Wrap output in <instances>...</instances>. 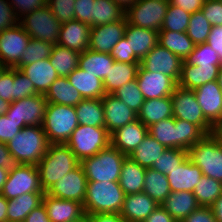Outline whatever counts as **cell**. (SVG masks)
Instances as JSON below:
<instances>
[{
  "label": "cell",
  "instance_id": "obj_1",
  "mask_svg": "<svg viewBox=\"0 0 222 222\" xmlns=\"http://www.w3.org/2000/svg\"><path fill=\"white\" fill-rule=\"evenodd\" d=\"M79 164L80 161L66 144H50L46 154L37 164L44 193Z\"/></svg>",
  "mask_w": 222,
  "mask_h": 222
},
{
  "label": "cell",
  "instance_id": "obj_2",
  "mask_svg": "<svg viewBox=\"0 0 222 222\" xmlns=\"http://www.w3.org/2000/svg\"><path fill=\"white\" fill-rule=\"evenodd\" d=\"M6 145L18 164L37 165L50 143L42 126H25Z\"/></svg>",
  "mask_w": 222,
  "mask_h": 222
},
{
  "label": "cell",
  "instance_id": "obj_3",
  "mask_svg": "<svg viewBox=\"0 0 222 222\" xmlns=\"http://www.w3.org/2000/svg\"><path fill=\"white\" fill-rule=\"evenodd\" d=\"M126 194L116 182L88 181L83 209L85 214L120 213Z\"/></svg>",
  "mask_w": 222,
  "mask_h": 222
},
{
  "label": "cell",
  "instance_id": "obj_4",
  "mask_svg": "<svg viewBox=\"0 0 222 222\" xmlns=\"http://www.w3.org/2000/svg\"><path fill=\"white\" fill-rule=\"evenodd\" d=\"M125 154L109 145L96 155L83 159L80 164L88 181L116 182L120 180V174Z\"/></svg>",
  "mask_w": 222,
  "mask_h": 222
},
{
  "label": "cell",
  "instance_id": "obj_5",
  "mask_svg": "<svg viewBox=\"0 0 222 222\" xmlns=\"http://www.w3.org/2000/svg\"><path fill=\"white\" fill-rule=\"evenodd\" d=\"M78 125L75 107L47 103L42 127L50 144H66Z\"/></svg>",
  "mask_w": 222,
  "mask_h": 222
},
{
  "label": "cell",
  "instance_id": "obj_6",
  "mask_svg": "<svg viewBox=\"0 0 222 222\" xmlns=\"http://www.w3.org/2000/svg\"><path fill=\"white\" fill-rule=\"evenodd\" d=\"M192 163L203 175L222 182V143L214 135H206L188 150Z\"/></svg>",
  "mask_w": 222,
  "mask_h": 222
},
{
  "label": "cell",
  "instance_id": "obj_7",
  "mask_svg": "<svg viewBox=\"0 0 222 222\" xmlns=\"http://www.w3.org/2000/svg\"><path fill=\"white\" fill-rule=\"evenodd\" d=\"M66 145L81 162L96 155L110 145V134L105 127L78 125L72 132Z\"/></svg>",
  "mask_w": 222,
  "mask_h": 222
},
{
  "label": "cell",
  "instance_id": "obj_8",
  "mask_svg": "<svg viewBox=\"0 0 222 222\" xmlns=\"http://www.w3.org/2000/svg\"><path fill=\"white\" fill-rule=\"evenodd\" d=\"M19 24L33 39L57 44L61 23L54 17L50 7L45 5L19 19Z\"/></svg>",
  "mask_w": 222,
  "mask_h": 222
},
{
  "label": "cell",
  "instance_id": "obj_9",
  "mask_svg": "<svg viewBox=\"0 0 222 222\" xmlns=\"http://www.w3.org/2000/svg\"><path fill=\"white\" fill-rule=\"evenodd\" d=\"M173 117L198 126L206 135L214 133V127L205 119L196 100L194 90L177 86L171 95Z\"/></svg>",
  "mask_w": 222,
  "mask_h": 222
},
{
  "label": "cell",
  "instance_id": "obj_10",
  "mask_svg": "<svg viewBox=\"0 0 222 222\" xmlns=\"http://www.w3.org/2000/svg\"><path fill=\"white\" fill-rule=\"evenodd\" d=\"M25 193H44L37 165L18 164L9 171L6 183L0 192L7 200L15 199Z\"/></svg>",
  "mask_w": 222,
  "mask_h": 222
},
{
  "label": "cell",
  "instance_id": "obj_11",
  "mask_svg": "<svg viewBox=\"0 0 222 222\" xmlns=\"http://www.w3.org/2000/svg\"><path fill=\"white\" fill-rule=\"evenodd\" d=\"M169 0H137L127 11L128 24L160 31Z\"/></svg>",
  "mask_w": 222,
  "mask_h": 222
},
{
  "label": "cell",
  "instance_id": "obj_12",
  "mask_svg": "<svg viewBox=\"0 0 222 222\" xmlns=\"http://www.w3.org/2000/svg\"><path fill=\"white\" fill-rule=\"evenodd\" d=\"M46 105L45 96L36 94L10 103L6 116L20 122V127L42 126Z\"/></svg>",
  "mask_w": 222,
  "mask_h": 222
},
{
  "label": "cell",
  "instance_id": "obj_13",
  "mask_svg": "<svg viewBox=\"0 0 222 222\" xmlns=\"http://www.w3.org/2000/svg\"><path fill=\"white\" fill-rule=\"evenodd\" d=\"M31 37L18 23L0 33V63L2 67L15 68Z\"/></svg>",
  "mask_w": 222,
  "mask_h": 222
},
{
  "label": "cell",
  "instance_id": "obj_14",
  "mask_svg": "<svg viewBox=\"0 0 222 222\" xmlns=\"http://www.w3.org/2000/svg\"><path fill=\"white\" fill-rule=\"evenodd\" d=\"M182 62L177 55L158 43L141 59L140 66L145 71L163 73L178 83Z\"/></svg>",
  "mask_w": 222,
  "mask_h": 222
},
{
  "label": "cell",
  "instance_id": "obj_15",
  "mask_svg": "<svg viewBox=\"0 0 222 222\" xmlns=\"http://www.w3.org/2000/svg\"><path fill=\"white\" fill-rule=\"evenodd\" d=\"M88 180L79 164L75 169L63 176L46 193L52 197L72 200L81 204L85 201Z\"/></svg>",
  "mask_w": 222,
  "mask_h": 222
},
{
  "label": "cell",
  "instance_id": "obj_16",
  "mask_svg": "<svg viewBox=\"0 0 222 222\" xmlns=\"http://www.w3.org/2000/svg\"><path fill=\"white\" fill-rule=\"evenodd\" d=\"M136 81L144 100L171 96L177 87L171 77L163 73L145 71L141 66L138 67Z\"/></svg>",
  "mask_w": 222,
  "mask_h": 222
},
{
  "label": "cell",
  "instance_id": "obj_17",
  "mask_svg": "<svg viewBox=\"0 0 222 222\" xmlns=\"http://www.w3.org/2000/svg\"><path fill=\"white\" fill-rule=\"evenodd\" d=\"M205 119L215 128L222 123V92L216 80L194 90Z\"/></svg>",
  "mask_w": 222,
  "mask_h": 222
},
{
  "label": "cell",
  "instance_id": "obj_18",
  "mask_svg": "<svg viewBox=\"0 0 222 222\" xmlns=\"http://www.w3.org/2000/svg\"><path fill=\"white\" fill-rule=\"evenodd\" d=\"M126 26L127 19L125 16L122 20L114 23L91 27L88 49L110 54L112 48L125 35Z\"/></svg>",
  "mask_w": 222,
  "mask_h": 222
},
{
  "label": "cell",
  "instance_id": "obj_19",
  "mask_svg": "<svg viewBox=\"0 0 222 222\" xmlns=\"http://www.w3.org/2000/svg\"><path fill=\"white\" fill-rule=\"evenodd\" d=\"M101 100L105 128L109 134L138 119V114L113 94H106Z\"/></svg>",
  "mask_w": 222,
  "mask_h": 222
},
{
  "label": "cell",
  "instance_id": "obj_20",
  "mask_svg": "<svg viewBox=\"0 0 222 222\" xmlns=\"http://www.w3.org/2000/svg\"><path fill=\"white\" fill-rule=\"evenodd\" d=\"M42 203L51 222H79L86 217L83 204L76 201L59 199L44 193Z\"/></svg>",
  "mask_w": 222,
  "mask_h": 222
},
{
  "label": "cell",
  "instance_id": "obj_21",
  "mask_svg": "<svg viewBox=\"0 0 222 222\" xmlns=\"http://www.w3.org/2000/svg\"><path fill=\"white\" fill-rule=\"evenodd\" d=\"M148 135V127L138 119L110 134V145L129 156Z\"/></svg>",
  "mask_w": 222,
  "mask_h": 222
},
{
  "label": "cell",
  "instance_id": "obj_22",
  "mask_svg": "<svg viewBox=\"0 0 222 222\" xmlns=\"http://www.w3.org/2000/svg\"><path fill=\"white\" fill-rule=\"evenodd\" d=\"M91 26L78 20L62 23L57 44L82 53L89 48Z\"/></svg>",
  "mask_w": 222,
  "mask_h": 222
},
{
  "label": "cell",
  "instance_id": "obj_23",
  "mask_svg": "<svg viewBox=\"0 0 222 222\" xmlns=\"http://www.w3.org/2000/svg\"><path fill=\"white\" fill-rule=\"evenodd\" d=\"M202 176L203 173L201 169L194 165L189 157H187L179 167L174 168L166 175L171 192H193L196 185L200 183Z\"/></svg>",
  "mask_w": 222,
  "mask_h": 222
},
{
  "label": "cell",
  "instance_id": "obj_24",
  "mask_svg": "<svg viewBox=\"0 0 222 222\" xmlns=\"http://www.w3.org/2000/svg\"><path fill=\"white\" fill-rule=\"evenodd\" d=\"M33 83L38 94L45 95L50 85L59 77L49 58L24 66H16Z\"/></svg>",
  "mask_w": 222,
  "mask_h": 222
},
{
  "label": "cell",
  "instance_id": "obj_25",
  "mask_svg": "<svg viewBox=\"0 0 222 222\" xmlns=\"http://www.w3.org/2000/svg\"><path fill=\"white\" fill-rule=\"evenodd\" d=\"M158 206L159 204L144 192L130 194L125 196L120 214L125 221L143 222Z\"/></svg>",
  "mask_w": 222,
  "mask_h": 222
},
{
  "label": "cell",
  "instance_id": "obj_26",
  "mask_svg": "<svg viewBox=\"0 0 222 222\" xmlns=\"http://www.w3.org/2000/svg\"><path fill=\"white\" fill-rule=\"evenodd\" d=\"M220 67L221 66L201 67L189 65L183 61L177 86L188 90H195L210 81L217 80Z\"/></svg>",
  "mask_w": 222,
  "mask_h": 222
},
{
  "label": "cell",
  "instance_id": "obj_27",
  "mask_svg": "<svg viewBox=\"0 0 222 222\" xmlns=\"http://www.w3.org/2000/svg\"><path fill=\"white\" fill-rule=\"evenodd\" d=\"M129 40L130 49L141 60L154 46L158 44L159 32L128 24L125 35Z\"/></svg>",
  "mask_w": 222,
  "mask_h": 222
},
{
  "label": "cell",
  "instance_id": "obj_28",
  "mask_svg": "<svg viewBox=\"0 0 222 222\" xmlns=\"http://www.w3.org/2000/svg\"><path fill=\"white\" fill-rule=\"evenodd\" d=\"M67 78L84 99H102L106 95L103 81L79 67L73 70Z\"/></svg>",
  "mask_w": 222,
  "mask_h": 222
},
{
  "label": "cell",
  "instance_id": "obj_29",
  "mask_svg": "<svg viewBox=\"0 0 222 222\" xmlns=\"http://www.w3.org/2000/svg\"><path fill=\"white\" fill-rule=\"evenodd\" d=\"M173 117L171 96L144 100L138 113V120L146 127Z\"/></svg>",
  "mask_w": 222,
  "mask_h": 222
},
{
  "label": "cell",
  "instance_id": "obj_30",
  "mask_svg": "<svg viewBox=\"0 0 222 222\" xmlns=\"http://www.w3.org/2000/svg\"><path fill=\"white\" fill-rule=\"evenodd\" d=\"M161 206L173 217L175 221L184 220L200 205L197 203L193 192H171L161 203Z\"/></svg>",
  "mask_w": 222,
  "mask_h": 222
},
{
  "label": "cell",
  "instance_id": "obj_31",
  "mask_svg": "<svg viewBox=\"0 0 222 222\" xmlns=\"http://www.w3.org/2000/svg\"><path fill=\"white\" fill-rule=\"evenodd\" d=\"M47 103L62 104L75 107L84 98L69 82L67 77L59 76L44 95Z\"/></svg>",
  "mask_w": 222,
  "mask_h": 222
},
{
  "label": "cell",
  "instance_id": "obj_32",
  "mask_svg": "<svg viewBox=\"0 0 222 222\" xmlns=\"http://www.w3.org/2000/svg\"><path fill=\"white\" fill-rule=\"evenodd\" d=\"M114 62V58L108 53L87 49L80 53L78 67L103 81Z\"/></svg>",
  "mask_w": 222,
  "mask_h": 222
},
{
  "label": "cell",
  "instance_id": "obj_33",
  "mask_svg": "<svg viewBox=\"0 0 222 222\" xmlns=\"http://www.w3.org/2000/svg\"><path fill=\"white\" fill-rule=\"evenodd\" d=\"M146 168L127 157L122 165L120 187L126 195L143 192Z\"/></svg>",
  "mask_w": 222,
  "mask_h": 222
},
{
  "label": "cell",
  "instance_id": "obj_34",
  "mask_svg": "<svg viewBox=\"0 0 222 222\" xmlns=\"http://www.w3.org/2000/svg\"><path fill=\"white\" fill-rule=\"evenodd\" d=\"M44 193H25L8 200L7 222H24L28 214L42 204Z\"/></svg>",
  "mask_w": 222,
  "mask_h": 222
},
{
  "label": "cell",
  "instance_id": "obj_35",
  "mask_svg": "<svg viewBox=\"0 0 222 222\" xmlns=\"http://www.w3.org/2000/svg\"><path fill=\"white\" fill-rule=\"evenodd\" d=\"M140 64L114 62L108 72V76L103 80V87L106 94L114 93L124 84L136 79L137 70Z\"/></svg>",
  "mask_w": 222,
  "mask_h": 222
},
{
  "label": "cell",
  "instance_id": "obj_36",
  "mask_svg": "<svg viewBox=\"0 0 222 222\" xmlns=\"http://www.w3.org/2000/svg\"><path fill=\"white\" fill-rule=\"evenodd\" d=\"M158 43L184 61L194 50L195 44L186 32L159 31Z\"/></svg>",
  "mask_w": 222,
  "mask_h": 222
},
{
  "label": "cell",
  "instance_id": "obj_37",
  "mask_svg": "<svg viewBox=\"0 0 222 222\" xmlns=\"http://www.w3.org/2000/svg\"><path fill=\"white\" fill-rule=\"evenodd\" d=\"M166 149L164 145L148 134L128 157L143 168L148 169Z\"/></svg>",
  "mask_w": 222,
  "mask_h": 222
},
{
  "label": "cell",
  "instance_id": "obj_38",
  "mask_svg": "<svg viewBox=\"0 0 222 222\" xmlns=\"http://www.w3.org/2000/svg\"><path fill=\"white\" fill-rule=\"evenodd\" d=\"M78 123L91 127H105L104 109L101 99H83L75 106Z\"/></svg>",
  "mask_w": 222,
  "mask_h": 222
},
{
  "label": "cell",
  "instance_id": "obj_39",
  "mask_svg": "<svg viewBox=\"0 0 222 222\" xmlns=\"http://www.w3.org/2000/svg\"><path fill=\"white\" fill-rule=\"evenodd\" d=\"M80 53L67 47L55 44L49 61L58 76L67 77L78 67Z\"/></svg>",
  "mask_w": 222,
  "mask_h": 222
},
{
  "label": "cell",
  "instance_id": "obj_40",
  "mask_svg": "<svg viewBox=\"0 0 222 222\" xmlns=\"http://www.w3.org/2000/svg\"><path fill=\"white\" fill-rule=\"evenodd\" d=\"M148 134L166 148L179 149L177 118L170 117L148 127Z\"/></svg>",
  "mask_w": 222,
  "mask_h": 222
},
{
  "label": "cell",
  "instance_id": "obj_41",
  "mask_svg": "<svg viewBox=\"0 0 222 222\" xmlns=\"http://www.w3.org/2000/svg\"><path fill=\"white\" fill-rule=\"evenodd\" d=\"M143 192L161 205L171 193L166 175L152 168L146 169Z\"/></svg>",
  "mask_w": 222,
  "mask_h": 222
},
{
  "label": "cell",
  "instance_id": "obj_42",
  "mask_svg": "<svg viewBox=\"0 0 222 222\" xmlns=\"http://www.w3.org/2000/svg\"><path fill=\"white\" fill-rule=\"evenodd\" d=\"M126 12L113 0H95L91 27L122 20Z\"/></svg>",
  "mask_w": 222,
  "mask_h": 222
},
{
  "label": "cell",
  "instance_id": "obj_43",
  "mask_svg": "<svg viewBox=\"0 0 222 222\" xmlns=\"http://www.w3.org/2000/svg\"><path fill=\"white\" fill-rule=\"evenodd\" d=\"M197 203L200 206H209L222 194V182L203 175L193 191Z\"/></svg>",
  "mask_w": 222,
  "mask_h": 222
},
{
  "label": "cell",
  "instance_id": "obj_44",
  "mask_svg": "<svg viewBox=\"0 0 222 222\" xmlns=\"http://www.w3.org/2000/svg\"><path fill=\"white\" fill-rule=\"evenodd\" d=\"M191 13L169 2L160 31L186 32Z\"/></svg>",
  "mask_w": 222,
  "mask_h": 222
},
{
  "label": "cell",
  "instance_id": "obj_45",
  "mask_svg": "<svg viewBox=\"0 0 222 222\" xmlns=\"http://www.w3.org/2000/svg\"><path fill=\"white\" fill-rule=\"evenodd\" d=\"M212 25L205 18L202 10L191 13L186 33L195 45L207 42Z\"/></svg>",
  "mask_w": 222,
  "mask_h": 222
},
{
  "label": "cell",
  "instance_id": "obj_46",
  "mask_svg": "<svg viewBox=\"0 0 222 222\" xmlns=\"http://www.w3.org/2000/svg\"><path fill=\"white\" fill-rule=\"evenodd\" d=\"M188 157V151L178 148H167L157 161H154L152 169L164 175H168L174 168Z\"/></svg>",
  "mask_w": 222,
  "mask_h": 222
},
{
  "label": "cell",
  "instance_id": "obj_47",
  "mask_svg": "<svg viewBox=\"0 0 222 222\" xmlns=\"http://www.w3.org/2000/svg\"><path fill=\"white\" fill-rule=\"evenodd\" d=\"M189 65L222 66L218 53L207 43L197 44L190 55L184 60Z\"/></svg>",
  "mask_w": 222,
  "mask_h": 222
},
{
  "label": "cell",
  "instance_id": "obj_48",
  "mask_svg": "<svg viewBox=\"0 0 222 222\" xmlns=\"http://www.w3.org/2000/svg\"><path fill=\"white\" fill-rule=\"evenodd\" d=\"M53 46L54 45L49 42L31 38L22 54L21 61L17 66L32 64L36 61L49 58Z\"/></svg>",
  "mask_w": 222,
  "mask_h": 222
},
{
  "label": "cell",
  "instance_id": "obj_49",
  "mask_svg": "<svg viewBox=\"0 0 222 222\" xmlns=\"http://www.w3.org/2000/svg\"><path fill=\"white\" fill-rule=\"evenodd\" d=\"M112 94L119 100L123 101L137 114L139 113L141 106L144 103V97L138 87L136 79L124 84Z\"/></svg>",
  "mask_w": 222,
  "mask_h": 222
},
{
  "label": "cell",
  "instance_id": "obj_50",
  "mask_svg": "<svg viewBox=\"0 0 222 222\" xmlns=\"http://www.w3.org/2000/svg\"><path fill=\"white\" fill-rule=\"evenodd\" d=\"M179 132V149L189 150L202 140L206 134L196 125L182 119H177Z\"/></svg>",
  "mask_w": 222,
  "mask_h": 222
},
{
  "label": "cell",
  "instance_id": "obj_51",
  "mask_svg": "<svg viewBox=\"0 0 222 222\" xmlns=\"http://www.w3.org/2000/svg\"><path fill=\"white\" fill-rule=\"evenodd\" d=\"M75 0H47L54 17L62 24L75 20Z\"/></svg>",
  "mask_w": 222,
  "mask_h": 222
},
{
  "label": "cell",
  "instance_id": "obj_52",
  "mask_svg": "<svg viewBox=\"0 0 222 222\" xmlns=\"http://www.w3.org/2000/svg\"><path fill=\"white\" fill-rule=\"evenodd\" d=\"M0 98L15 101L14 68H0Z\"/></svg>",
  "mask_w": 222,
  "mask_h": 222
},
{
  "label": "cell",
  "instance_id": "obj_53",
  "mask_svg": "<svg viewBox=\"0 0 222 222\" xmlns=\"http://www.w3.org/2000/svg\"><path fill=\"white\" fill-rule=\"evenodd\" d=\"M110 55L116 62L140 64L141 60L130 49L129 40L123 36L112 48Z\"/></svg>",
  "mask_w": 222,
  "mask_h": 222
},
{
  "label": "cell",
  "instance_id": "obj_54",
  "mask_svg": "<svg viewBox=\"0 0 222 222\" xmlns=\"http://www.w3.org/2000/svg\"><path fill=\"white\" fill-rule=\"evenodd\" d=\"M15 100L24 99L38 94L30 79L19 69L14 68Z\"/></svg>",
  "mask_w": 222,
  "mask_h": 222
},
{
  "label": "cell",
  "instance_id": "obj_55",
  "mask_svg": "<svg viewBox=\"0 0 222 222\" xmlns=\"http://www.w3.org/2000/svg\"><path fill=\"white\" fill-rule=\"evenodd\" d=\"M205 18L212 26H222V2L219 0H204L201 8Z\"/></svg>",
  "mask_w": 222,
  "mask_h": 222
},
{
  "label": "cell",
  "instance_id": "obj_56",
  "mask_svg": "<svg viewBox=\"0 0 222 222\" xmlns=\"http://www.w3.org/2000/svg\"><path fill=\"white\" fill-rule=\"evenodd\" d=\"M13 7L15 15L18 19L22 18L25 14L42 8L47 5V0H7Z\"/></svg>",
  "mask_w": 222,
  "mask_h": 222
},
{
  "label": "cell",
  "instance_id": "obj_57",
  "mask_svg": "<svg viewBox=\"0 0 222 222\" xmlns=\"http://www.w3.org/2000/svg\"><path fill=\"white\" fill-rule=\"evenodd\" d=\"M20 122L7 118L6 114L0 116V142L7 144L22 129Z\"/></svg>",
  "mask_w": 222,
  "mask_h": 222
},
{
  "label": "cell",
  "instance_id": "obj_58",
  "mask_svg": "<svg viewBox=\"0 0 222 222\" xmlns=\"http://www.w3.org/2000/svg\"><path fill=\"white\" fill-rule=\"evenodd\" d=\"M95 0H75V20L93 25V10Z\"/></svg>",
  "mask_w": 222,
  "mask_h": 222
},
{
  "label": "cell",
  "instance_id": "obj_59",
  "mask_svg": "<svg viewBox=\"0 0 222 222\" xmlns=\"http://www.w3.org/2000/svg\"><path fill=\"white\" fill-rule=\"evenodd\" d=\"M19 23L13 7L7 0H0V33Z\"/></svg>",
  "mask_w": 222,
  "mask_h": 222
},
{
  "label": "cell",
  "instance_id": "obj_60",
  "mask_svg": "<svg viewBox=\"0 0 222 222\" xmlns=\"http://www.w3.org/2000/svg\"><path fill=\"white\" fill-rule=\"evenodd\" d=\"M184 222H217L213 210L209 206H199L191 212Z\"/></svg>",
  "mask_w": 222,
  "mask_h": 222
},
{
  "label": "cell",
  "instance_id": "obj_61",
  "mask_svg": "<svg viewBox=\"0 0 222 222\" xmlns=\"http://www.w3.org/2000/svg\"><path fill=\"white\" fill-rule=\"evenodd\" d=\"M206 43L218 53L222 64V26L211 27Z\"/></svg>",
  "mask_w": 222,
  "mask_h": 222
},
{
  "label": "cell",
  "instance_id": "obj_62",
  "mask_svg": "<svg viewBox=\"0 0 222 222\" xmlns=\"http://www.w3.org/2000/svg\"><path fill=\"white\" fill-rule=\"evenodd\" d=\"M88 222H125L120 213L85 214Z\"/></svg>",
  "mask_w": 222,
  "mask_h": 222
},
{
  "label": "cell",
  "instance_id": "obj_63",
  "mask_svg": "<svg viewBox=\"0 0 222 222\" xmlns=\"http://www.w3.org/2000/svg\"><path fill=\"white\" fill-rule=\"evenodd\" d=\"M17 165L18 163L10 154L7 145L0 142V167L7 171H12Z\"/></svg>",
  "mask_w": 222,
  "mask_h": 222
},
{
  "label": "cell",
  "instance_id": "obj_64",
  "mask_svg": "<svg viewBox=\"0 0 222 222\" xmlns=\"http://www.w3.org/2000/svg\"><path fill=\"white\" fill-rule=\"evenodd\" d=\"M169 2L187 12L194 13L201 10L204 0H169Z\"/></svg>",
  "mask_w": 222,
  "mask_h": 222
},
{
  "label": "cell",
  "instance_id": "obj_65",
  "mask_svg": "<svg viewBox=\"0 0 222 222\" xmlns=\"http://www.w3.org/2000/svg\"><path fill=\"white\" fill-rule=\"evenodd\" d=\"M24 222H51V221L48 218L46 207L42 203L28 214Z\"/></svg>",
  "mask_w": 222,
  "mask_h": 222
},
{
  "label": "cell",
  "instance_id": "obj_66",
  "mask_svg": "<svg viewBox=\"0 0 222 222\" xmlns=\"http://www.w3.org/2000/svg\"><path fill=\"white\" fill-rule=\"evenodd\" d=\"M173 217L159 205L143 222H174Z\"/></svg>",
  "mask_w": 222,
  "mask_h": 222
},
{
  "label": "cell",
  "instance_id": "obj_67",
  "mask_svg": "<svg viewBox=\"0 0 222 222\" xmlns=\"http://www.w3.org/2000/svg\"><path fill=\"white\" fill-rule=\"evenodd\" d=\"M211 209L215 215L217 222H222V194L220 197L211 205Z\"/></svg>",
  "mask_w": 222,
  "mask_h": 222
},
{
  "label": "cell",
  "instance_id": "obj_68",
  "mask_svg": "<svg viewBox=\"0 0 222 222\" xmlns=\"http://www.w3.org/2000/svg\"><path fill=\"white\" fill-rule=\"evenodd\" d=\"M8 200L0 194V222H7Z\"/></svg>",
  "mask_w": 222,
  "mask_h": 222
},
{
  "label": "cell",
  "instance_id": "obj_69",
  "mask_svg": "<svg viewBox=\"0 0 222 222\" xmlns=\"http://www.w3.org/2000/svg\"><path fill=\"white\" fill-rule=\"evenodd\" d=\"M113 1L126 12L137 0H113Z\"/></svg>",
  "mask_w": 222,
  "mask_h": 222
},
{
  "label": "cell",
  "instance_id": "obj_70",
  "mask_svg": "<svg viewBox=\"0 0 222 222\" xmlns=\"http://www.w3.org/2000/svg\"><path fill=\"white\" fill-rule=\"evenodd\" d=\"M9 171L5 170L4 168L0 167V192L3 189L4 184L8 178Z\"/></svg>",
  "mask_w": 222,
  "mask_h": 222
},
{
  "label": "cell",
  "instance_id": "obj_71",
  "mask_svg": "<svg viewBox=\"0 0 222 222\" xmlns=\"http://www.w3.org/2000/svg\"><path fill=\"white\" fill-rule=\"evenodd\" d=\"M10 106V103L0 98V116L6 114Z\"/></svg>",
  "mask_w": 222,
  "mask_h": 222
},
{
  "label": "cell",
  "instance_id": "obj_72",
  "mask_svg": "<svg viewBox=\"0 0 222 222\" xmlns=\"http://www.w3.org/2000/svg\"><path fill=\"white\" fill-rule=\"evenodd\" d=\"M222 143V123H220L219 125H217L214 128V133H213Z\"/></svg>",
  "mask_w": 222,
  "mask_h": 222
},
{
  "label": "cell",
  "instance_id": "obj_73",
  "mask_svg": "<svg viewBox=\"0 0 222 222\" xmlns=\"http://www.w3.org/2000/svg\"><path fill=\"white\" fill-rule=\"evenodd\" d=\"M216 81L219 84V87H220L221 92H222V66L219 69V73H218V77H217Z\"/></svg>",
  "mask_w": 222,
  "mask_h": 222
},
{
  "label": "cell",
  "instance_id": "obj_74",
  "mask_svg": "<svg viewBox=\"0 0 222 222\" xmlns=\"http://www.w3.org/2000/svg\"><path fill=\"white\" fill-rule=\"evenodd\" d=\"M79 222H88V221H87V219H86V217H85L83 220H81V221H79Z\"/></svg>",
  "mask_w": 222,
  "mask_h": 222
}]
</instances>
